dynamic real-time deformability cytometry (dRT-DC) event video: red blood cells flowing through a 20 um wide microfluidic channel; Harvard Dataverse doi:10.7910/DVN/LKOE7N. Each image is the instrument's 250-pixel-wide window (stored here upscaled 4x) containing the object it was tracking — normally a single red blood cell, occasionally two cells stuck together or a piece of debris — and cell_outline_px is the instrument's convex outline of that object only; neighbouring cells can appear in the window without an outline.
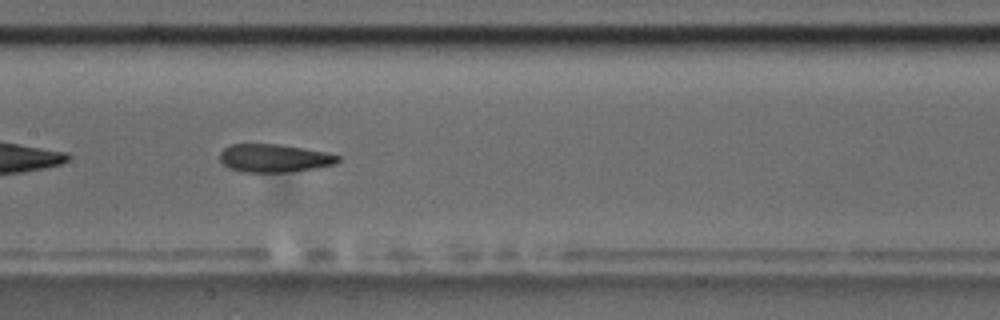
{"species": "common noctule bat (a hibernating species)", "species_latin": "Nyctalus noctula", "temperature_condition": "room temperature", "stored_images_in_passage": 41, "camera_frame_rate_fps": 3000, "um_per_image_px": 0.085, "animal": {"sex": "male", "body_mass_g": 17.5, "forearm_length_mm": 52.3}, "frame": {"image": 1, "passage_image": 12, "time_ms": 3.667, "image_size_px": [1000, 320], "cell_outline_px": [[340, 160], [336, 164], [288, 172], [244, 172], [228, 168], [220, 160], [220, 152], [224, 148], [232, 144], [280, 144], [328, 152], [340, 156]], "centroid_in_image_um": [23.31, 13.43], "position_along_channel_um": 184.1, "area_um2": 19.36}, "authors_computed_cell_mechanics": {"area_um2": 20.6346, "velocity_mm_per_s": 3.5745, "shape_relaxation_time_tau1_ms": null, "shape_relaxation_time_tau2_ms": 2.5426, "deformation_change_tau1": null, "deformation_change_tau2": 0.1066}}